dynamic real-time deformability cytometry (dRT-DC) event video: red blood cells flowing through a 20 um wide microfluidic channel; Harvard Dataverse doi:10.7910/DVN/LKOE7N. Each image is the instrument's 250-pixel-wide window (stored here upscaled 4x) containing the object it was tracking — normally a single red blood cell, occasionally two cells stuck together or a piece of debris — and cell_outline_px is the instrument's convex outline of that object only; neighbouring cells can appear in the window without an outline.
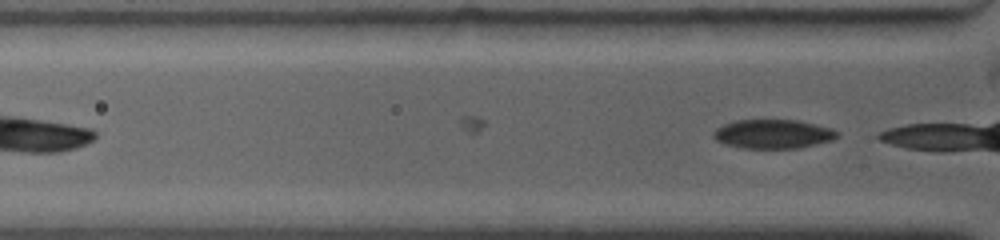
{"species": "common noctule bat (a hibernating species)", "species_latin": "Nyctalus noctula", "temperature_condition": "warm", "stored_images_in_passage": 7, "camera_frame_rate_fps": 4500, "um_per_image_px": 0.085, "animal": {"sex": "female", "body_mass_g": 19.0, "forearm_length_mm": 53.3}, "frame": {"image": 1, "passage_image": 3, "time_ms": 1.333, "image_size_px": [1000, 240], "cell_outline_px": [[840, 136], [832, 140], [800, 148], [740, 148], [724, 144], [716, 140], [712, 136], [712, 132], [716, 128], [724, 124], [736, 120], [796, 120], [832, 128], [840, 132]], "centroid_in_image_um": [65.71, 11.39], "position_along_channel_um": 60.1, "area_um2": 21.1}}